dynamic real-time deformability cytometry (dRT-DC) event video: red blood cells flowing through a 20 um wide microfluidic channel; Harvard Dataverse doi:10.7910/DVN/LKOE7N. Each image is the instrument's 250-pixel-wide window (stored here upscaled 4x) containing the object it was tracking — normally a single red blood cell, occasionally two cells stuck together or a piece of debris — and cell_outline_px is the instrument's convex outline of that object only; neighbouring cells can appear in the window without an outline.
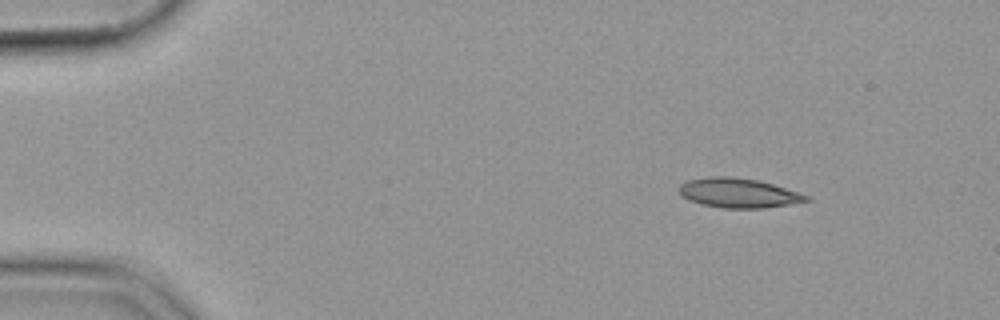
{"species": "common noctule bat (a hibernating species)", "species_latin": "Nyctalus noctula", "temperature_condition": "cold", "stored_images_in_passage": 48, "camera_frame_rate_fps": 3000, "um_per_image_px": 0.085, "animal": {"sex": "female", "body_mass_g": 19.9}, "frame": {"image": 1, "passage_image": 1, "time_ms": 0.0, "image_size_px": [1000, 320], "cell_outline_px": [[812, 200], [764, 208], [724, 208], [700, 204], [688, 200], [680, 192], [680, 184], [688, 180], [708, 176], [728, 176], [756, 180], [772, 184], [808, 196]], "centroid_in_image_um": [62.73, 16.4], "position_along_channel_um": 22.3, "area_um2": 21.56}}
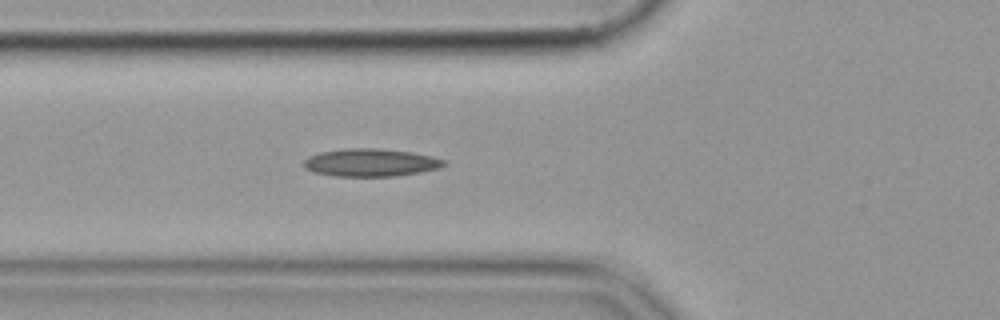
{"frame": {"image": 2, "passage_image": 14, "time_ms": 4.333, "image_size_px": [1000, 320], "cell_outline_px": [[448, 164], [440, 168], [420, 172], [396, 176], [332, 176], [312, 172], [304, 168], [304, 160], [308, 156], [320, 152], [344, 148], [380, 148], [412, 152], [432, 156], [448, 160]], "centroid_in_image_um": [31.53, 13.81], "position_along_channel_um": 94.3, "area_um2": 23.06}}
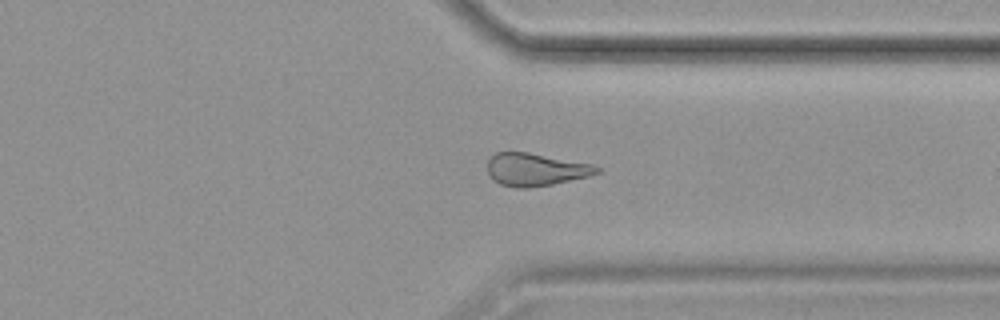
{"frame": {"image": 3, "passage_image": 36, "time_ms": 11.667, "image_size_px": [1000, 320], "cell_outline_px": [[600, 172], [588, 176], [552, 184], [524, 188], [520, 188], [500, 184], [488, 172], [488, 160], [496, 152], [528, 152], [592, 164], [600, 168]], "centroid_in_image_um": [45.54, 14.4], "position_along_channel_um": 365.9, "area_um2": 20.46}}